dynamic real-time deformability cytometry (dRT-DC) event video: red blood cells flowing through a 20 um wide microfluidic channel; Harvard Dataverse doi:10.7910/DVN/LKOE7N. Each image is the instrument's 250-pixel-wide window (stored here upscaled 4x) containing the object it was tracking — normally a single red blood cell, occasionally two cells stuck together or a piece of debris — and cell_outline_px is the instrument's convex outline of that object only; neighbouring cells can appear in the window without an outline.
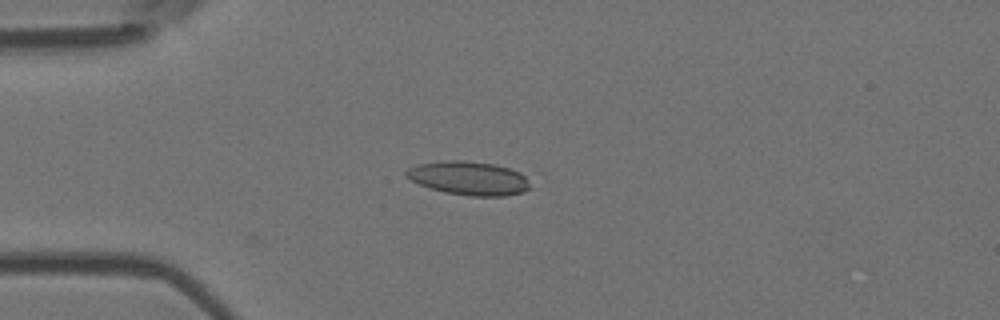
{"species": "Egyptian fruit bat (a non-hibernating species)", "species_latin": "Rousettus aegyptiacus", "temperature_condition": "room temperature", "stored_images_in_passage": 3, "camera_frame_rate_fps": 3000, "um_per_image_px": 0.085, "animal": {"sex": "female"}, "frame": {"image": 1, "passage_image": 1, "time_ms": 0.0, "image_size_px": [1000, 320], "cell_outline_px": [[532, 176], [528, 188], [524, 192], [504, 196], [468, 196], [444, 192], [428, 188], [404, 176], [404, 172], [408, 168], [416, 164], [448, 160], [464, 160], [496, 164]], "centroid_in_image_um": [39.88, 15.14], "position_along_channel_um": 45.1, "area_um2": 24.8}}